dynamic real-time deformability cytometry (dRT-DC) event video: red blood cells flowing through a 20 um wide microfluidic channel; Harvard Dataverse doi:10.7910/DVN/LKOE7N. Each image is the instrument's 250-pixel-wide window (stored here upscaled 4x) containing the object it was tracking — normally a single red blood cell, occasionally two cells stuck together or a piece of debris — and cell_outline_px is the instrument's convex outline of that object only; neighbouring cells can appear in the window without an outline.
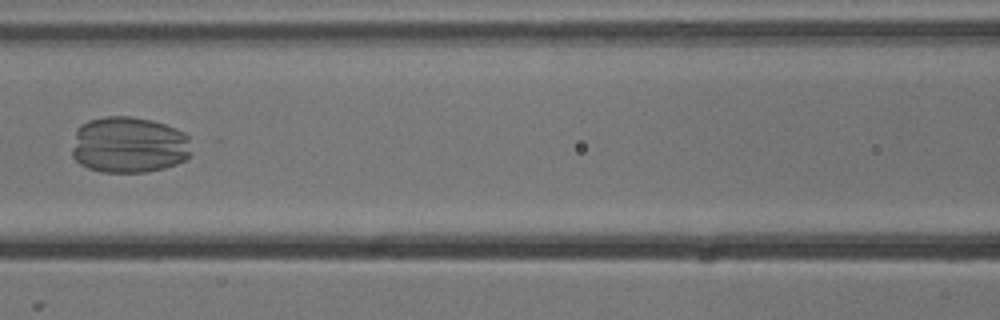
{"species": "common noctule bat (a hibernating species)", "species_latin": "Nyctalus noctula", "temperature_condition": "cold", "stored_images_in_passage": 8, "camera_frame_rate_fps": 3000, "um_per_image_px": 0.085, "animal": {"sex": "male", "body_mass_g": 13.3}, "frame": {"image": 1, "passage_image": 7, "time_ms": 2.0, "image_size_px": [1000, 320], "cell_outline_px": [[188, 156], [184, 160], [176, 164], [164, 168], [144, 172], [104, 172], [88, 168], [80, 164], [72, 156], [72, 148], [76, 128], [80, 124], [88, 120], [104, 116], [132, 116], [152, 120], [176, 128], [184, 132], [188, 136]], "centroid_in_image_um": [10.9, 12.3], "position_along_channel_um": 155.7, "area_um2": 39.36}}
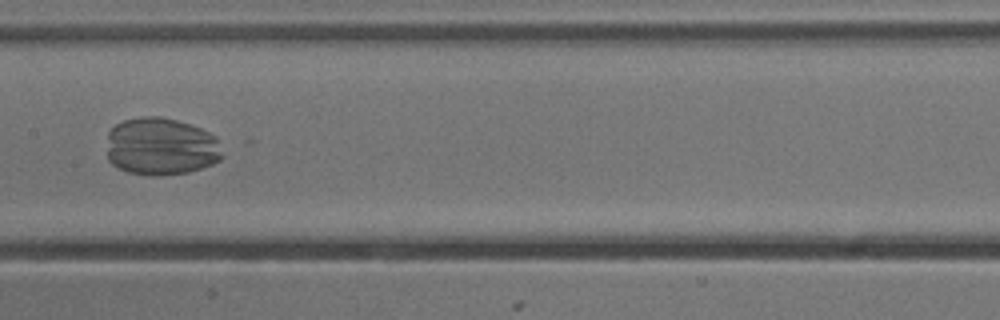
{"frame": {"image": 2, "passage_image": 8, "time_ms": 2.333, "image_size_px": [1000, 320], "cell_outline_px": [[220, 160], [212, 164], [188, 172], [156, 176], [152, 176], [128, 172], [112, 164], [108, 160], [108, 132], [116, 124], [124, 120], [140, 116], [160, 116], [192, 124], [216, 136], [220, 152]], "centroid_in_image_um": [13.66, 12.44], "position_along_channel_um": 193.7, "area_um2": 38.78}}